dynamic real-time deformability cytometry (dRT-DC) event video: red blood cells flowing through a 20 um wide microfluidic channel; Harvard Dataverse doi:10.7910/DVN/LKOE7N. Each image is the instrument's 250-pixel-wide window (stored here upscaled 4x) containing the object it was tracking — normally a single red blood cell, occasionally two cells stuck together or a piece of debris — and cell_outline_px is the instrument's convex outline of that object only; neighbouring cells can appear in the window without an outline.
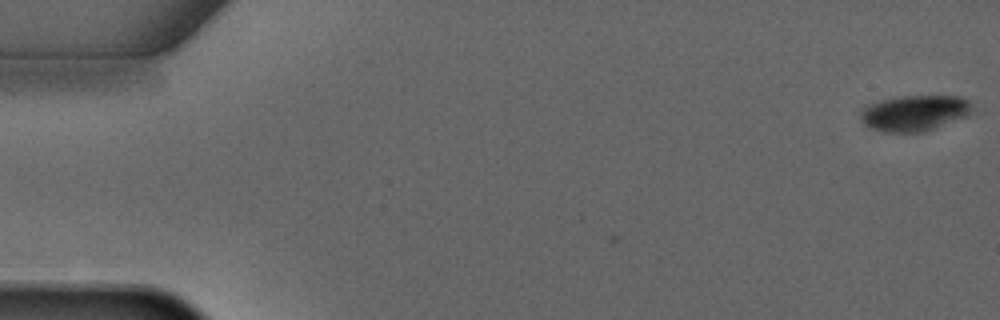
{"species": "common noctule bat (a hibernating species)", "species_latin": "Nyctalus noctula", "temperature_condition": "warm", "stored_images_in_passage": 3, "camera_frame_rate_fps": 3000, "um_per_image_px": 0.085, "animal": {"sex": "male", "forearm_length_mm": 52.5}, "frame": {"image": 1, "passage_image": 1, "time_ms": 0.0, "image_size_px": [1000, 320], "cell_outline_px": [[972, 108], [968, 116], [924, 132], [884, 132], [872, 128], [864, 124], [860, 120], [860, 112], [864, 104], [880, 100], [900, 96], [960, 96], [968, 100], [972, 104]], "centroid_in_image_um": [77.7, 9.6], "position_along_channel_um": 7.3, "area_um2": 23.58}}